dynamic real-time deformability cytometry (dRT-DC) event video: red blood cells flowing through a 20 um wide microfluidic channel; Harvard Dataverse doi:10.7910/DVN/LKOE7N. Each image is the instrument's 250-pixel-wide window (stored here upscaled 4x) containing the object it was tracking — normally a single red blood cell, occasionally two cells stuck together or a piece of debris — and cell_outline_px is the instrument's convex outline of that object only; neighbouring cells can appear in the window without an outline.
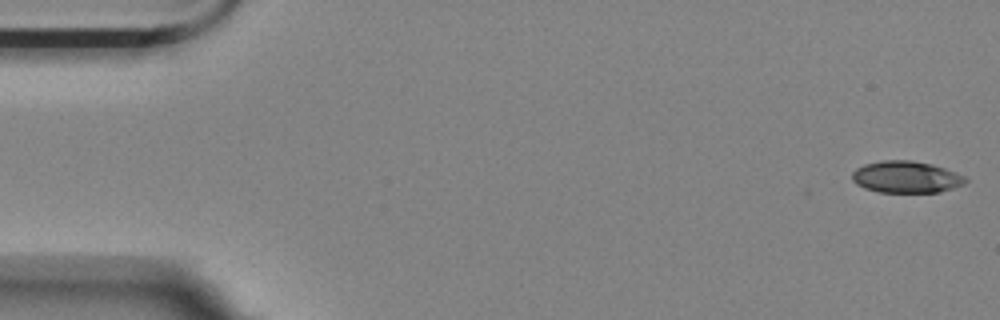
{"species": "Egyptian fruit bat (a non-hibernating species)", "species_latin": "Rousettus aegyptiacus", "temperature_condition": "room temperature", "stored_images_in_passage": 4, "camera_frame_rate_fps": 3000, "um_per_image_px": 0.085, "animal": {"sex": "female"}, "frame": {"image": 1, "passage_image": 1, "time_ms": 0.0, "image_size_px": [1000, 320], "cell_outline_px": [[968, 180], [964, 184], [940, 192], [880, 192], [864, 188], [856, 184], [852, 180], [852, 172], [856, 168], [864, 164], [880, 160], [912, 160], [932, 164], [956, 172], [964, 176]], "centroid_in_image_um": [77.0, 15.04], "position_along_channel_um": 8.0, "area_um2": 21.1}}
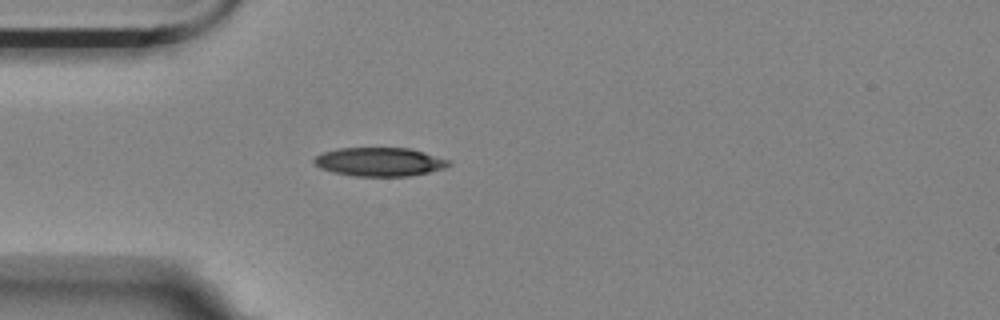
{"frame": {"image": 2, "passage_image": 4, "time_ms": 4.667, "image_size_px": [1000, 320], "cell_outline_px": [[452, 164], [444, 168], [428, 172], [408, 176], [356, 176], [332, 172], [320, 168], [312, 160], [316, 156], [324, 152], [340, 148], [412, 148], [448, 160]], "centroid_in_image_um": [32.26, 13.75], "position_along_channel_um": 52.7, "area_um2": 22.37}}